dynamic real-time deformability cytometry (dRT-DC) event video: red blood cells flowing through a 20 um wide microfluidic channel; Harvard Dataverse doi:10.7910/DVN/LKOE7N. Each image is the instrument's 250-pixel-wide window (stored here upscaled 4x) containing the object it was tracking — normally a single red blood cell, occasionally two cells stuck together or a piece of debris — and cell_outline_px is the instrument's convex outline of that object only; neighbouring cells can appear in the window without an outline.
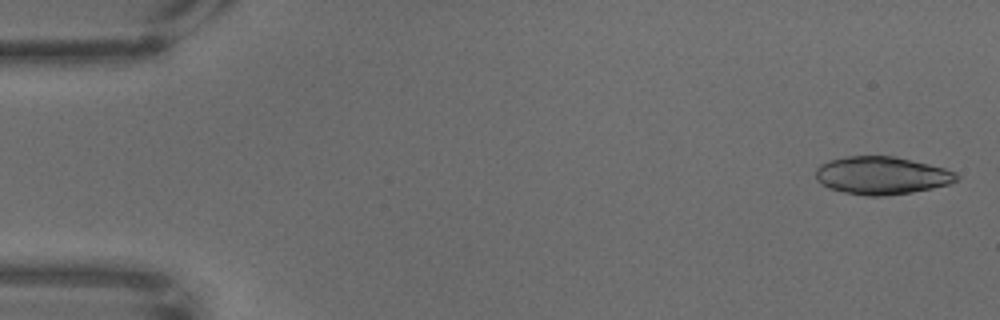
{"species": "common noctule bat (a hibernating species)", "species_latin": "Nyctalus noctula", "temperature_condition": "warm", "stored_images_in_passage": 66, "camera_frame_rate_fps": 3000, "um_per_image_px": 0.085, "animal": {"sex": "male", "body_mass_g": 18.8}, "frame": {"image": 1, "passage_image": 2, "time_ms": 0.333, "image_size_px": [1000, 320], "cell_outline_px": [[960, 176], [956, 180], [948, 184], [932, 188], [912, 192], [884, 196], [864, 196], [844, 192], [828, 188], [820, 184], [816, 180], [816, 168], [820, 164], [828, 160], [848, 156], [892, 156], [928, 164], [944, 168], [956, 172]], "centroid_in_image_um": [74.9, 14.92], "position_along_channel_um": 10.1, "area_um2": 31.04}}
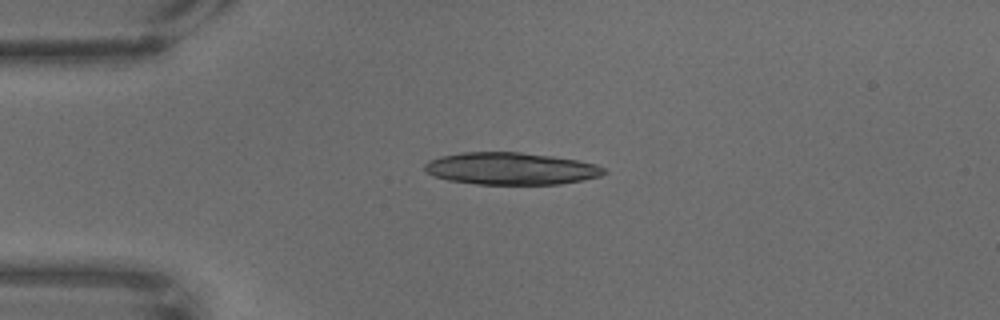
{"frame": {"image": 2, "passage_image": 16, "time_ms": 5.0, "image_size_px": [1000, 320], "cell_outline_px": [[608, 172], [600, 176], [560, 184], [476, 184], [448, 180], [436, 176], [428, 172], [424, 168], [424, 164], [428, 160], [440, 156], [460, 152], [520, 152], [552, 156], [576, 160], [596, 164], [604, 168]], "centroid_in_image_um": [43.41, 14.32], "position_along_channel_um": 41.6, "area_um2": 33.52}}